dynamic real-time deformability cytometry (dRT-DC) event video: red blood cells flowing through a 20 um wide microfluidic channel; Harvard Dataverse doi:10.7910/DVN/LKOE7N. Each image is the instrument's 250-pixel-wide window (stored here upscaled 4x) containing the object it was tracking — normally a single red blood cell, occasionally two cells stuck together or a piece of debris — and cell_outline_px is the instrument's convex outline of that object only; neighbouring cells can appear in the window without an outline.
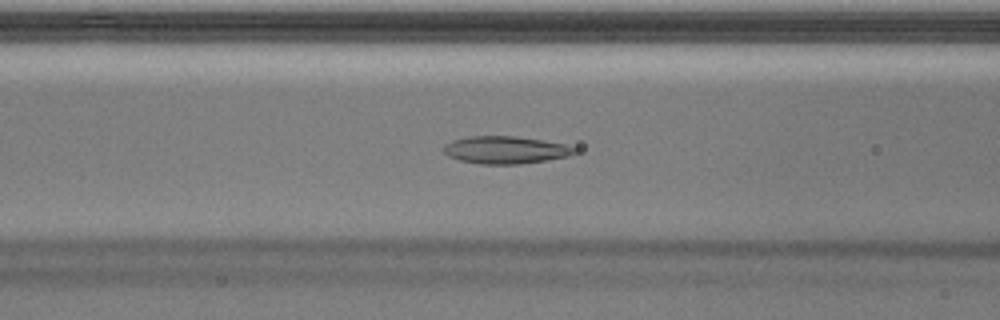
{"species": "Egyptian fruit bat (a non-hibernating species)", "species_latin": "Rousettus aegyptiacus", "temperature_condition": "warm", "stored_images_in_passage": 37, "camera_frame_rate_fps": 3000, "um_per_image_px": 0.085, "animal": {"sex": "male"}, "frame": {"image": 1, "passage_image": 13, "time_ms": 4.0, "image_size_px": [1000, 320], "cell_outline_px": [[576, 152], [568, 156], [520, 164], [480, 164], [460, 160], [448, 156], [444, 152], [444, 144], [452, 140], [468, 136], [516, 136], [564, 144], [576, 148]], "centroid_in_image_um": [42.92, 12.74], "position_along_channel_um": 123.7, "area_um2": 20.81}}
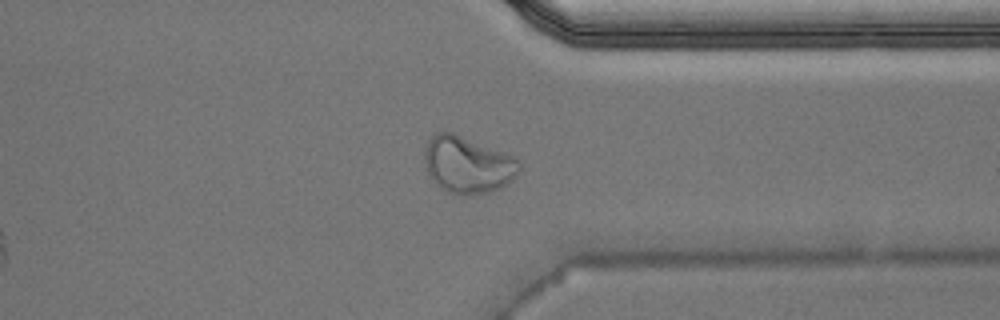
{"frame": {"image": 2, "passage_image": 28, "time_ms": 9.0, "image_size_px": [1000, 320], "cell_outline_px": [[520, 172], [508, 184], [500, 188], [488, 192], [468, 196], [452, 196], [440, 188], [436, 184], [428, 172], [424, 160], [424, 152], [428, 140], [436, 132], [452, 132], [516, 156], [520, 160]], "centroid_in_image_um": [39.77, 14.03], "position_along_channel_um": 371.6, "area_um2": 31.96}}
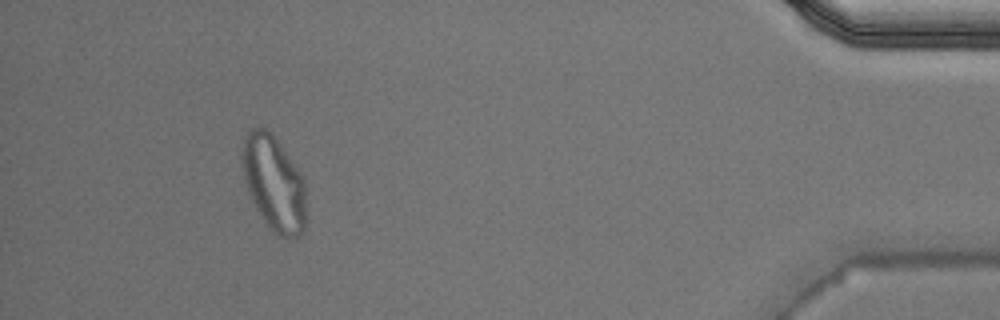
{"frame": {"image": 3, "passage_image": 34, "time_ms": 11.0, "image_size_px": [1000, 320], "cell_outline_px": [[304, 228], [296, 236], [276, 236], [272, 232], [256, 208], [248, 192], [244, 180], [240, 164], [240, 156], [244, 136], [252, 128], [264, 128], [276, 140], [296, 168], [304, 184]], "centroid_in_image_um": [23.2, 15.57], "position_along_channel_um": 412.0, "area_um2": 34.62}}